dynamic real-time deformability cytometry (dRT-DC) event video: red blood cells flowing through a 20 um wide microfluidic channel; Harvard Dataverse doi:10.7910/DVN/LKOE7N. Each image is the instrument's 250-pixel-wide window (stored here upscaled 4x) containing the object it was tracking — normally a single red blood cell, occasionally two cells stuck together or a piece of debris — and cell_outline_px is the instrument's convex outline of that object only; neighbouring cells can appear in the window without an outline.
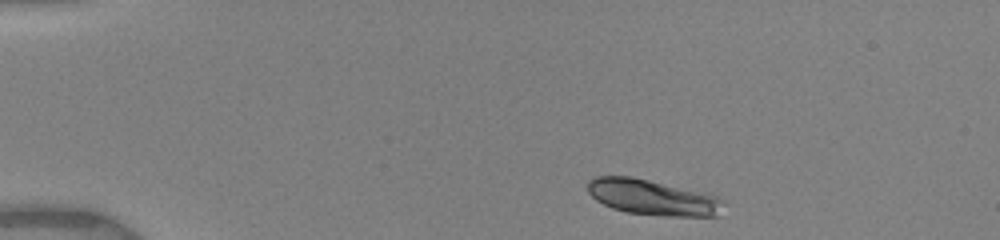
{"species": "human", "species_latin": "Homo sapiens", "temperature_condition": "warm", "stored_images_in_passage": 5, "camera_frame_rate_fps": 3000, "um_per_image_px": 0.085, "donor": {"sex": "female"}, "frame": {"image": 1, "passage_image": 1, "time_ms": 0.0, "image_size_px": [1000, 240], "cell_outline_px": [[724, 204], [720, 216], [664, 216], [628, 212], [612, 208], [596, 200], [588, 192], [588, 180], [596, 176], [632, 176], [712, 192], [724, 200]], "centroid_in_image_um": [55.57, 16.76], "position_along_channel_um": 29.4, "area_um2": 28.9}}
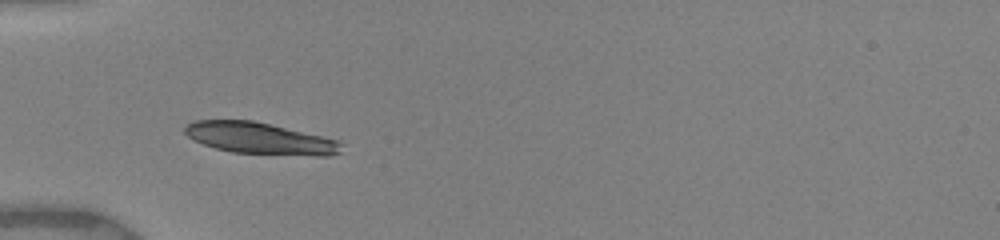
{"frame": {"image": 2, "passage_image": 4, "time_ms": 2.667, "image_size_px": [1000, 240], "cell_outline_px": [[344, 144], [340, 152], [332, 156], [316, 156], [232, 152], [216, 148], [192, 140], [184, 132], [184, 128], [188, 124], [196, 120], [252, 120], [340, 140]], "centroid_in_image_um": [22.14, 11.76], "position_along_channel_um": 62.9, "area_um2": 28.84}}